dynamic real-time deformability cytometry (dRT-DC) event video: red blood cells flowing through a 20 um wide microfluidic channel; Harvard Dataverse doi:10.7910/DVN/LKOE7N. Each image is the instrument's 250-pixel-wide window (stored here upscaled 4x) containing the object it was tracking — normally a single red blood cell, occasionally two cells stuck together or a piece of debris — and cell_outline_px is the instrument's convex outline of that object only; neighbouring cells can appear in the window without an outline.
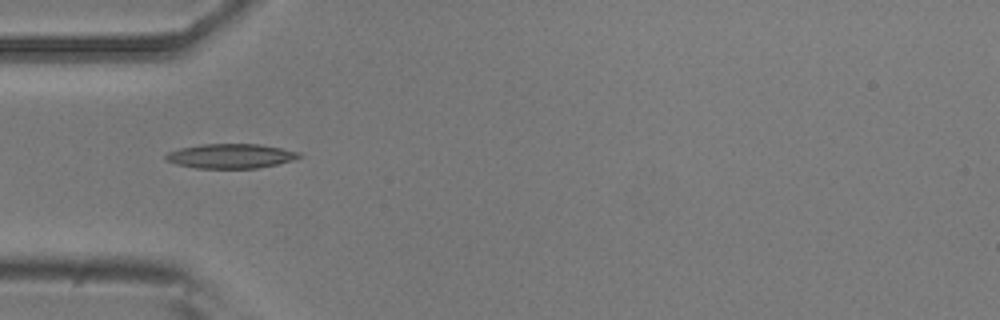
{"species": "common noctule bat (a hibernating species)", "species_latin": "Nyctalus noctula", "temperature_condition": "room temperature", "stored_images_in_passage": 6, "camera_frame_rate_fps": 3000, "um_per_image_px": 0.085, "animal": {"sex": "male", "body_mass_g": 20.5, "forearm_length_mm": 52.5}, "frame": {"image": 1, "passage_image": 4, "time_ms": 1.0, "image_size_px": [1000, 320], "cell_outline_px": [[304, 156], [292, 160], [276, 164], [256, 168], [196, 168], [176, 164], [164, 160], [164, 156], [168, 152], [180, 148], [200, 144], [260, 144], [300, 152]], "centroid_in_image_um": [19.58, 13.26], "position_along_channel_um": 65.4, "area_um2": 19.07}}
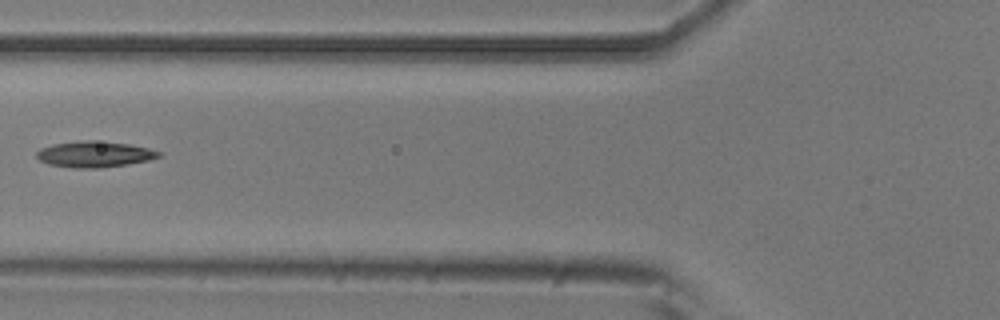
{"frame": {"image": 2, "passage_image": 5, "time_ms": 1.333, "image_size_px": [1000, 320], "cell_outline_px": [[160, 156], [148, 160], [128, 164], [96, 168], [76, 168], [48, 164], [40, 160], [36, 156], [36, 152], [40, 148], [52, 144], [80, 140], [92, 140], [128, 144], [148, 148], [160, 152]], "centroid_in_image_um": [7.98, 13.1], "position_along_channel_um": 117.8, "area_um2": 18.38}}
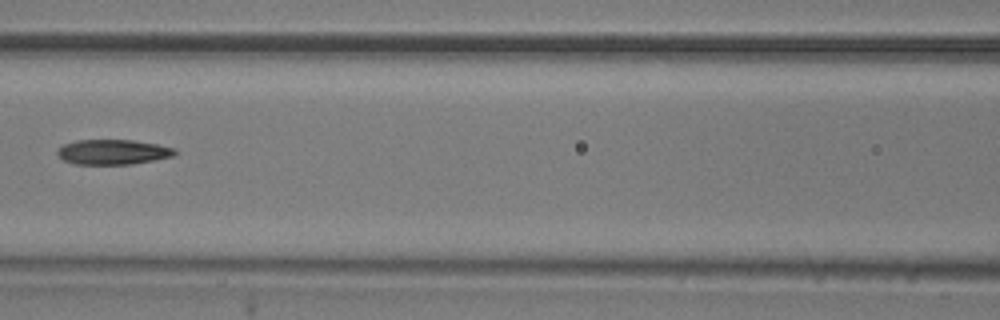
{"frame": {"image": 3, "passage_image": 6, "time_ms": 1.667, "image_size_px": [1000, 320], "cell_outline_px": [[176, 152], [172, 156], [132, 164], [76, 164], [64, 160], [56, 152], [64, 144], [76, 140], [132, 140], [156, 144], [176, 148]], "centroid_in_image_um": [9.6, 12.91], "position_along_channel_um": 157.0, "area_um2": 16.88}}